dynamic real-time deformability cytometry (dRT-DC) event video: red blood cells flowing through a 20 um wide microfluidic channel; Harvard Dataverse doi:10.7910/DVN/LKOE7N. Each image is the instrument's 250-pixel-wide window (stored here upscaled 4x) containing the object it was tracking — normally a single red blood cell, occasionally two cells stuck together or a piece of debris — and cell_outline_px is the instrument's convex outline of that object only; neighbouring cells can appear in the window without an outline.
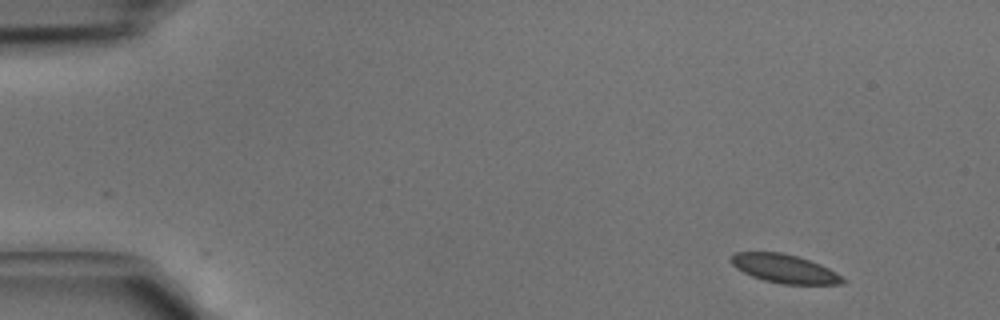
{"species": "common noctule bat (a hibernating species)", "species_latin": "Nyctalus noctula", "temperature_condition": "cold", "stored_images_in_passage": 3, "camera_frame_rate_fps": 3000, "um_per_image_px": 0.085, "animal": {"sex": "male", "body_mass_g": 15.6}, "frame": {"image": 1, "passage_image": 1, "time_ms": 0.0, "image_size_px": [1000, 320], "cell_outline_px": [[844, 280], [840, 284], [784, 284], [764, 280], [752, 276], [736, 268], [728, 260], [732, 252], [784, 252], [820, 264], [836, 272]], "centroid_in_image_um": [66.61, 22.82], "position_along_channel_um": 18.4, "area_um2": 18.5}}